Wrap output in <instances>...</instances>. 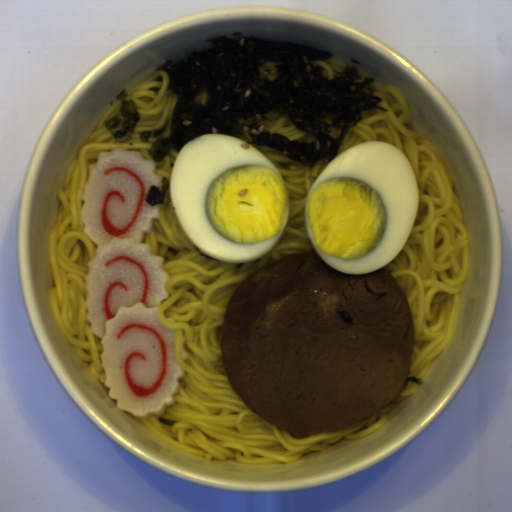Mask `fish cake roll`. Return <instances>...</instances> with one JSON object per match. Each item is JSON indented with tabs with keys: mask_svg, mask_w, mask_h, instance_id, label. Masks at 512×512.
<instances>
[{
	"mask_svg": "<svg viewBox=\"0 0 512 512\" xmlns=\"http://www.w3.org/2000/svg\"><path fill=\"white\" fill-rule=\"evenodd\" d=\"M152 159L117 146L97 156L84 187L82 232L97 245L85 275L91 333L101 338L100 355L108 396L138 418L162 415L175 403L179 379L176 329L158 320L170 277L143 234L152 232L161 205L150 206V186L163 188Z\"/></svg>",
	"mask_w": 512,
	"mask_h": 512,
	"instance_id": "obj_1",
	"label": "fish cake roll"
},
{
	"mask_svg": "<svg viewBox=\"0 0 512 512\" xmlns=\"http://www.w3.org/2000/svg\"><path fill=\"white\" fill-rule=\"evenodd\" d=\"M184 341H185V339H184V337L182 335V358H183L184 361H187L189 359V355H188V353L186 352V350L184 348Z\"/></svg>",
	"mask_w": 512,
	"mask_h": 512,
	"instance_id": "obj_2",
	"label": "fish cake roll"
},
{
	"mask_svg": "<svg viewBox=\"0 0 512 512\" xmlns=\"http://www.w3.org/2000/svg\"><path fill=\"white\" fill-rule=\"evenodd\" d=\"M166 319H167L169 322H174V323H175L174 319H172V318H166Z\"/></svg>",
	"mask_w": 512,
	"mask_h": 512,
	"instance_id": "obj_3",
	"label": "fish cake roll"
}]
</instances>
